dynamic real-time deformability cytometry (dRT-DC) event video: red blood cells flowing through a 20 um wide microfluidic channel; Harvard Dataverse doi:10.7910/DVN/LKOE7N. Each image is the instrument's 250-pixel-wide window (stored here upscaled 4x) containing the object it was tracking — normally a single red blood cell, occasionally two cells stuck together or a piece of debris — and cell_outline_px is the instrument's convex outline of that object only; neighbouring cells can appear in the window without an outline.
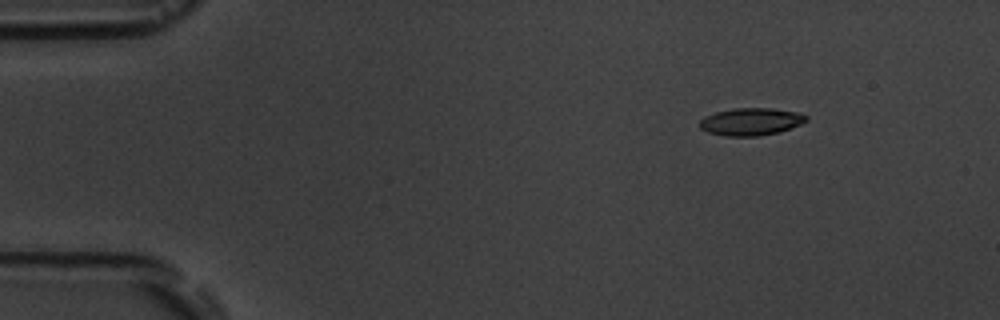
{"species": "common noctule bat (a hibernating species)", "species_latin": "Nyctalus noctula", "temperature_condition": "room temperature", "stored_images_in_passage": 7, "camera_frame_rate_fps": 3000, "um_per_image_px": 0.085, "animal": {"sex": "male", "body_mass_g": 19.5, "forearm_length_mm": 54.6}, "frame": {"image": 1, "passage_image": 3, "time_ms": 2.333, "image_size_px": [1000, 320], "cell_outline_px": [[808, 120], [800, 124], [780, 132], [760, 136], [724, 136], [708, 132], [700, 128], [700, 120], [704, 116], [716, 112], [732, 108], [772, 108], [796, 112], [808, 116]], "centroid_in_image_um": [63.82, 10.34], "position_along_channel_um": 21.2, "area_um2": 17.11}}
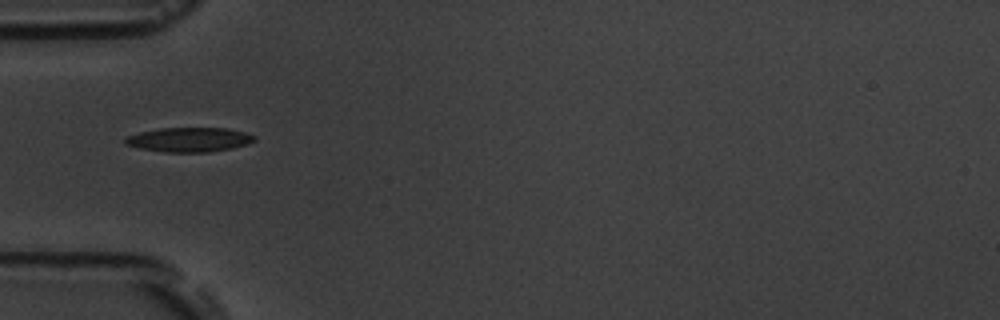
{"frame": {"image": 2, "passage_image": 6, "time_ms": 6.0, "image_size_px": [1000, 320], "cell_outline_px": [[256, 140], [248, 144], [232, 148], [208, 152], [164, 152], [136, 148], [124, 144], [124, 140], [128, 136], [140, 132], [160, 128], [228, 128], [244, 132], [256, 136]], "centroid_in_image_um": [16.08, 11.87], "position_along_channel_um": 68.9, "area_um2": 18.5}}
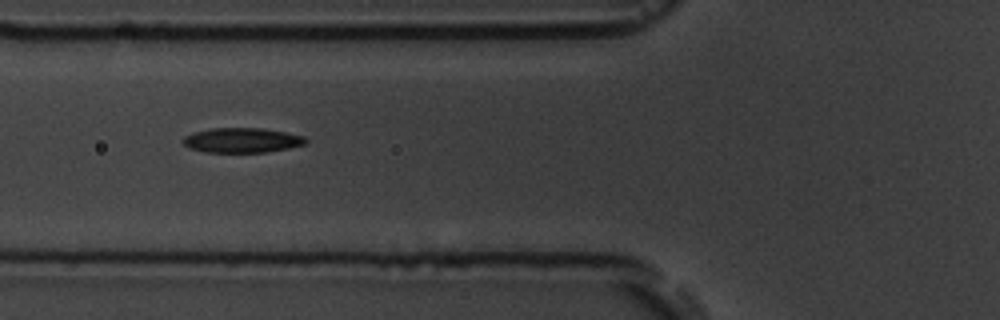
{"frame": {"image": 3, "passage_image": 7, "time_ms": 7.0, "image_size_px": [1000, 320], "cell_outline_px": [[308, 140], [304, 144], [288, 148], [268, 152], [204, 152], [188, 148], [184, 144], [184, 136], [192, 132], [212, 128], [264, 128], [304, 136]], "centroid_in_image_um": [20.55, 11.92], "position_along_channel_um": 105.3, "area_um2": 17.74}}